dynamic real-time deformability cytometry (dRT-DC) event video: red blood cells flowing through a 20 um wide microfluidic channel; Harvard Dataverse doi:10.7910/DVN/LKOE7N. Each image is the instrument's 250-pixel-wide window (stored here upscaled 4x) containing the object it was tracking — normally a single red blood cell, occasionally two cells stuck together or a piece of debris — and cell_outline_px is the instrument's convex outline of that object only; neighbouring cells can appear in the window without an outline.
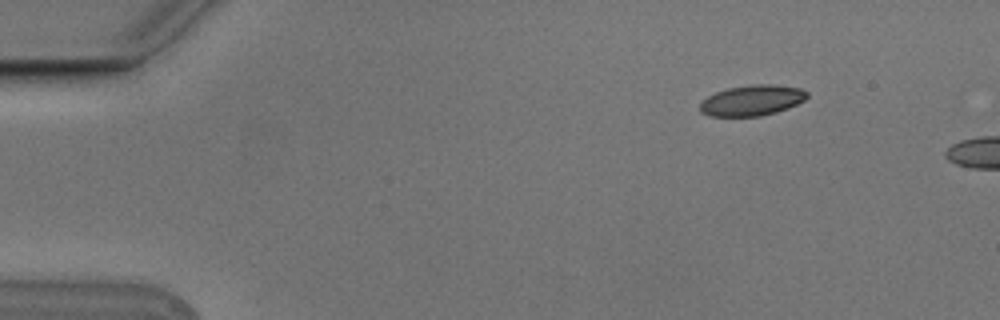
{"species": "Egyptian fruit bat (a non-hibernating species)", "species_latin": "Rousettus aegyptiacus", "temperature_condition": "cold", "stored_images_in_passage": 2, "camera_frame_rate_fps": 3000, "um_per_image_px": 0.085, "animal": {"sex": "male"}, "frame": {"image": 1, "passage_image": 1, "time_ms": 0.0, "image_size_px": [1000, 320], "cell_outline_px": [[808, 96], [804, 100], [796, 104], [776, 112], [760, 116], [712, 116], [700, 112], [700, 100], [716, 92], [728, 88], [752, 84], [772, 84], [800, 88], [808, 92]], "centroid_in_image_um": [63.9, 8.52], "position_along_channel_um": 21.1, "area_um2": 19.07}}